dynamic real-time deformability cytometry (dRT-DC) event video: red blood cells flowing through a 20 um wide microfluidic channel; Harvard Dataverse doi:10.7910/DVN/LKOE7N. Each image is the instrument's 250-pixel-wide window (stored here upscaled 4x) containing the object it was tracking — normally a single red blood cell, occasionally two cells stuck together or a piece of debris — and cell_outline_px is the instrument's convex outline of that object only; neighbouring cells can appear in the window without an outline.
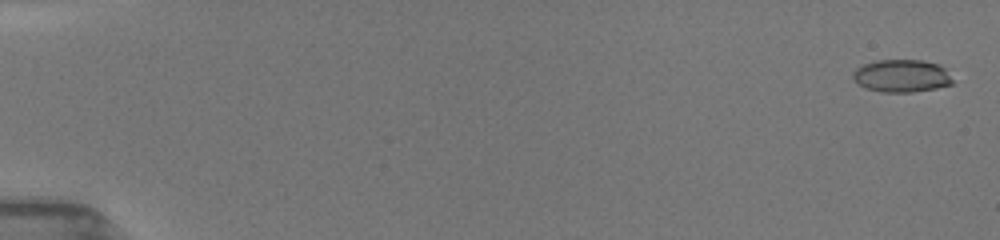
{"species": "common noctule bat (a hibernating species)", "species_latin": "Nyctalus noctula", "temperature_condition": "room temperature", "stored_images_in_passage": 22, "camera_frame_rate_fps": 3000, "um_per_image_px": 0.085, "animal": {"sex": "female", "body_mass_g": 19.5, "forearm_length_mm": 54.1}, "frame": {"image": 1, "passage_image": 1, "time_ms": 0.0, "image_size_px": [1000, 240], "cell_outline_px": [[952, 84], [936, 88], [912, 92], [880, 92], [864, 88], [852, 80], [852, 72], [856, 68], [864, 64], [876, 60], [924, 60], [940, 64], [944, 68], [952, 80]], "centroid_in_image_um": [76.59, 6.45], "position_along_channel_um": 8.4, "area_um2": 19.13}}
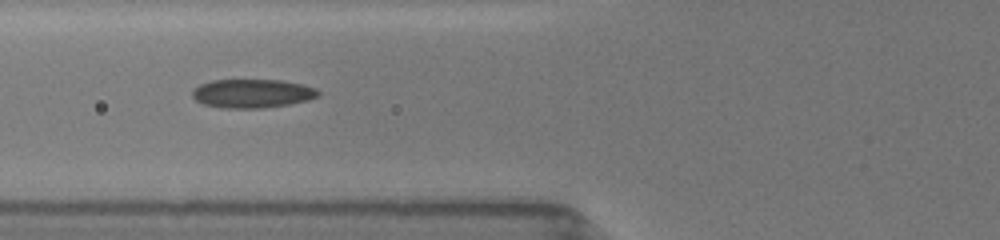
{"frame": {"image": 2, "passage_image": 12, "time_ms": 6.667, "image_size_px": [1000, 240], "cell_outline_px": [[320, 96], [308, 100], [288, 104], [264, 108], [220, 108], [204, 104], [196, 100], [192, 96], [192, 88], [200, 84], [212, 80], [280, 80], [304, 84], [316, 88], [320, 92]], "centroid_in_image_um": [21.45, 7.94], "position_along_channel_um": 104.4, "area_um2": 21.27}}
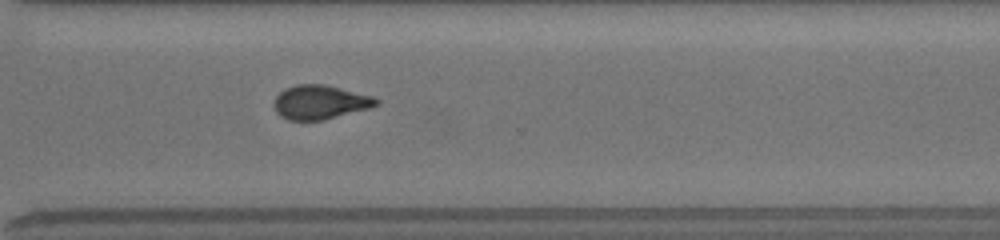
{"frame": {"image": 3, "passage_image": 22, "time_ms": 12.667, "image_size_px": [1000, 240], "cell_outline_px": [[380, 104], [372, 108], [324, 120], [288, 120], [280, 116], [276, 112], [276, 96], [284, 88], [296, 84], [324, 84], [372, 96], [380, 100]], "centroid_in_image_um": [27.25, 8.69], "position_along_channel_um": 343.4, "area_um2": 20.35}}